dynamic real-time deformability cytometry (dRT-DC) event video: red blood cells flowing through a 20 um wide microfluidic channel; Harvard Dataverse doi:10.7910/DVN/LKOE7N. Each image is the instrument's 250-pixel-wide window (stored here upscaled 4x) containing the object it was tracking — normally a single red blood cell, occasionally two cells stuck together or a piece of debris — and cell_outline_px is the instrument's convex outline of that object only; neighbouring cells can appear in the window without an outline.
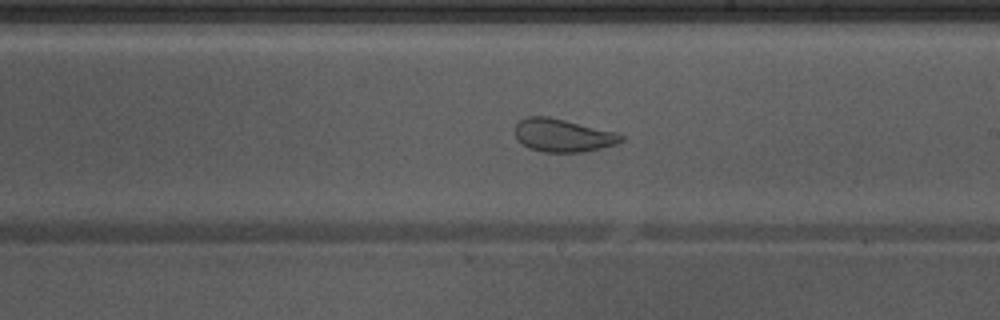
{"species": "Egyptian fruit bat (a non-hibernating species)", "species_latin": "Rousettus aegyptiacus", "temperature_condition": "warm", "stored_images_in_passage": 40, "camera_frame_rate_fps": 3000, "um_per_image_px": 0.085, "animal": {"sex": "male"}, "frame": {"image": 1, "passage_image": 18, "time_ms": 5.667, "image_size_px": [1000, 320], "cell_outline_px": [[624, 140], [616, 144], [584, 152], [544, 152], [528, 148], [516, 136], [516, 124], [520, 120], [528, 116], [548, 116], [616, 132], [624, 136]], "centroid_in_image_um": [47.86, 11.5], "position_along_channel_um": 241.1, "area_um2": 20.23}, "authors_computed_cell_mechanics": {"area_um2": 25.6343, "velocity_mm_per_s": 3.9362, "shape_relaxation_time_tau1_ms": null, "shape_relaxation_time_tau2_ms": 1.3749, "deformation_change_tau1": null, "deformation_change_tau2": 0.083}}